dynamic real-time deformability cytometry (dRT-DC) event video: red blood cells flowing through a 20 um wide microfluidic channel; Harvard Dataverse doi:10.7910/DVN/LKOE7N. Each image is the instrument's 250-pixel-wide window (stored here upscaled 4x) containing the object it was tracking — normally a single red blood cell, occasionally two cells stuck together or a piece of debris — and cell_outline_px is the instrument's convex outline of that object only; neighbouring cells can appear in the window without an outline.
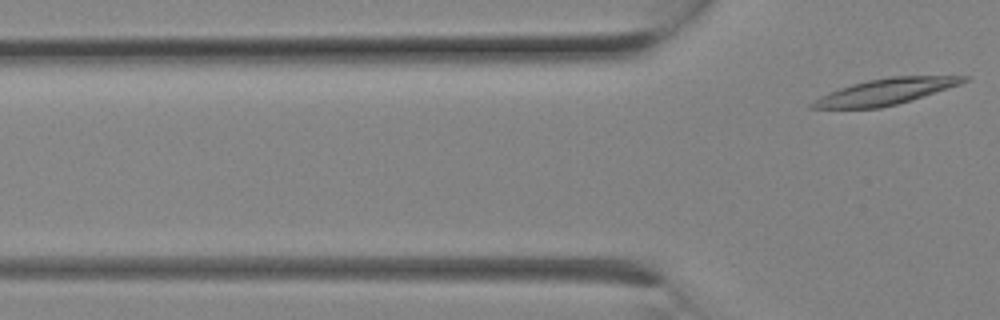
{"species": "Egyptian fruit bat (a non-hibernating species)", "species_latin": "Rousettus aegyptiacus", "temperature_condition": "room temperature", "stored_images_in_passage": 3, "camera_frame_rate_fps": 3000, "um_per_image_px": 0.085, "animal": {"sex": "female"}, "frame": {"image": 1, "passage_image": 3, "time_ms": 0.667, "image_size_px": [1000, 320], "cell_outline_px": [[972, 76], [968, 80], [960, 84], [896, 104], [880, 108], [808, 108], [808, 104], [820, 96], [840, 88], [852, 84], [868, 80], [892, 76]], "centroid_in_image_um": [75.23, 7.78], "position_along_channel_um": 50.6, "area_um2": 22.54}}